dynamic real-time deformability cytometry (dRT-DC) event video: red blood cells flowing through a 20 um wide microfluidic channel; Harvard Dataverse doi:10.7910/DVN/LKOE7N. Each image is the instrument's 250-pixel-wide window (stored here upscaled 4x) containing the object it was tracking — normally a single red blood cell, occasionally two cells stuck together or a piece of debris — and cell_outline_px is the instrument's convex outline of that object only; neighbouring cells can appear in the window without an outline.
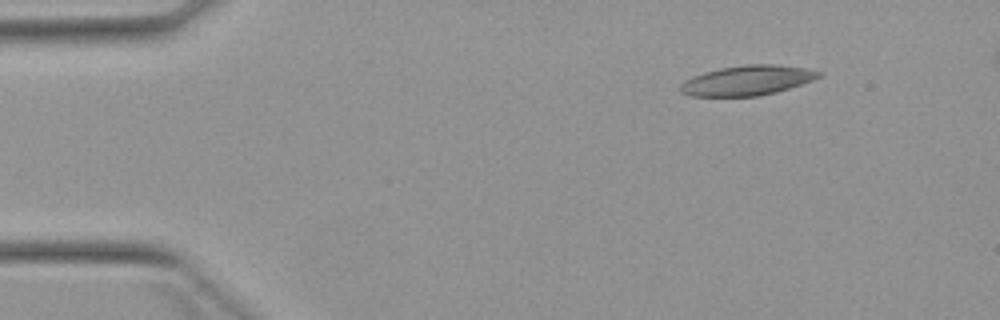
{"species": "Egyptian fruit bat (a non-hibernating species)", "species_latin": "Rousettus aegyptiacus", "temperature_condition": "warm", "stored_images_in_passage": 4, "camera_frame_rate_fps": 3000, "um_per_image_px": 0.085, "animal": {"sex": "female"}, "frame": {"image": 1, "passage_image": 1, "time_ms": 0.0, "image_size_px": [1000, 320], "cell_outline_px": [[824, 72], [820, 76], [812, 80], [776, 92], [760, 96], [688, 96], [680, 92], [680, 84], [684, 80], [692, 76], [704, 72], [720, 68], [744, 64], [776, 64], [804, 68]], "centroid_in_image_um": [63.48, 6.83], "position_along_channel_um": 21.5, "area_um2": 24.16}}